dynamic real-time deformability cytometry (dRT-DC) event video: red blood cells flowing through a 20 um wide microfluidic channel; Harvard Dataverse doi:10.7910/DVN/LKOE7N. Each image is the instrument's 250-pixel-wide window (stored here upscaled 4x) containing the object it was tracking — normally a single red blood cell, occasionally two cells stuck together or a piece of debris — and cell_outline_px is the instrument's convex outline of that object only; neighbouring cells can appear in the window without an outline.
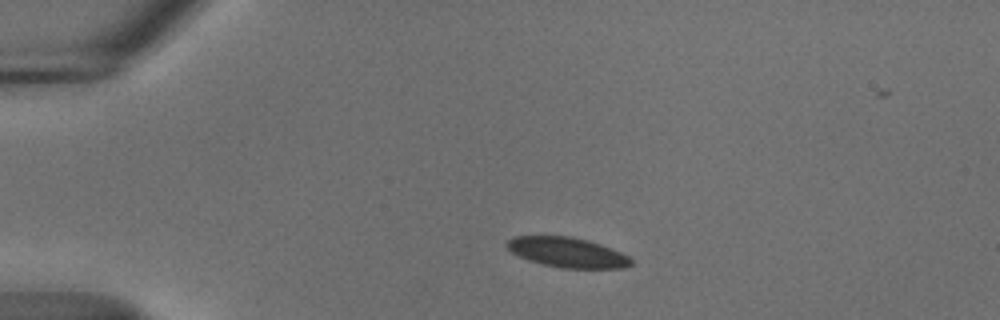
{"species": "common noctule bat (a hibernating species)", "species_latin": "Nyctalus noctula", "temperature_condition": "cold", "stored_images_in_passage": 45, "camera_frame_rate_fps": 3000, "um_per_image_px": 0.085, "animal": {"sex": "male", "body_mass_g": 18.8}, "frame": {"image": 1, "passage_image": 1, "time_ms": 0.0, "image_size_px": [1000, 320], "cell_outline_px": [[632, 264], [620, 268], [564, 268], [544, 264], [528, 260], [512, 252], [504, 244], [512, 236], [572, 236], [588, 240], [612, 248], [628, 256], [632, 260]], "centroid_in_image_um": [48.21, 21.44], "position_along_channel_um": 36.8, "area_um2": 21.56}}
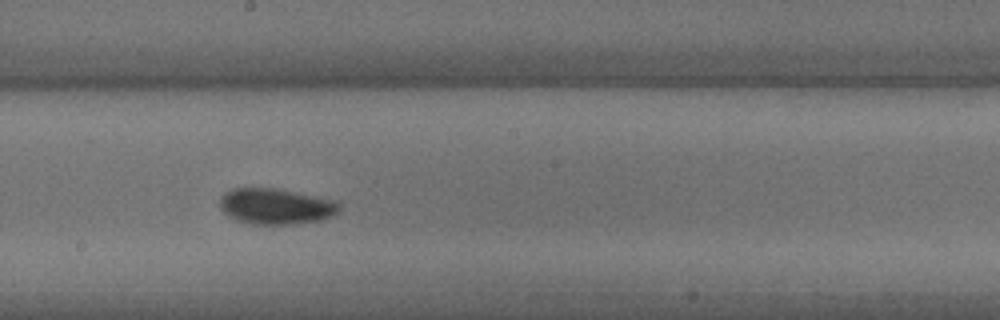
{"frame": {"image": 2, "passage_image": 20, "time_ms": 6.333, "image_size_px": [1000, 320], "cell_outline_px": [[340, 212], [332, 216], [320, 220], [296, 224], [252, 224], [228, 216], [220, 208], [220, 196], [224, 192], [232, 188], [272, 188], [296, 192], [332, 200], [340, 204]], "centroid_in_image_um": [23.43, 17.54], "position_along_channel_um": 224.8, "area_um2": 24.85}}
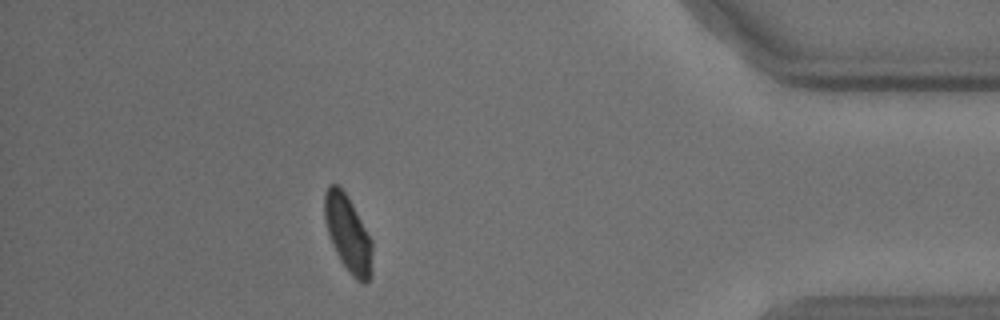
{"frame": {"image": 3, "passage_image": 38, "time_ms": 12.333, "image_size_px": [1000, 320], "cell_outline_px": [[372, 276], [364, 284], [356, 280], [352, 276], [340, 260], [332, 244], [328, 232], [324, 216], [324, 192], [328, 184], [336, 184], [344, 192], [352, 204], [372, 240]], "centroid_in_image_um": [29.58, 19.89], "position_along_channel_um": 405.6, "area_um2": 21.21}, "authors_computed_cell_mechanics": {"area_um2": 22.7154, "velocity_mm_per_s": 3.6668, "shape_relaxation_time_tau1_ms": 2.9541, "shape_relaxation_time_tau2_ms": 0.8855, "deformation_change_tau1": 0.0844, "deformation_change_tau2": 0.0566}}